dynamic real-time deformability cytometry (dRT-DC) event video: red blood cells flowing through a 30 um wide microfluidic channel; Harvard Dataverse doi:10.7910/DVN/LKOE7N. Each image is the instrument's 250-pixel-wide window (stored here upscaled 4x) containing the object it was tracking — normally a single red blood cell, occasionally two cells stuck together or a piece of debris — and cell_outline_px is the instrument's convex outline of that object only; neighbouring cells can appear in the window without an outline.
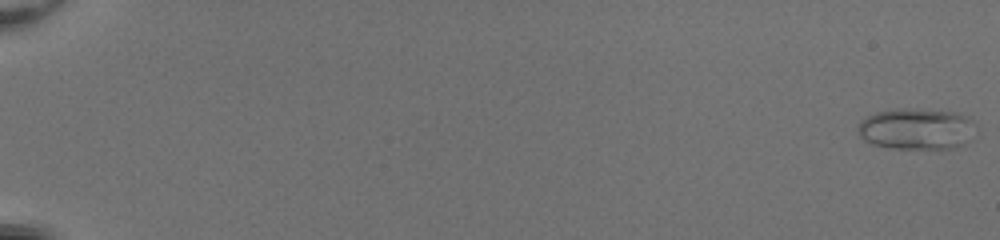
{"species": "common noctule bat (a hibernating species)", "species_latin": "Nyctalus noctula", "temperature_condition": "room temperature", "stored_images_in_passage": 52, "camera_frame_rate_fps": 3000, "um_per_image_px": 0.085, "animal": {"sex": "female", "body_mass_g": 20.0, "forearm_length_mm": 54.0}, "frame": {"image": 1, "passage_image": 1, "time_ms": 0.0, "image_size_px": [1000, 240], "cell_outline_px": [[976, 124], [968, 140], [964, 144], [952, 148], [892, 148], [872, 144], [864, 140], [856, 132], [856, 128], [860, 120], [876, 112], [896, 108], [916, 108], [960, 112], [972, 116]], "centroid_in_image_um": [77.9, 10.92], "position_along_channel_um": 7.1, "area_um2": 28.9}}
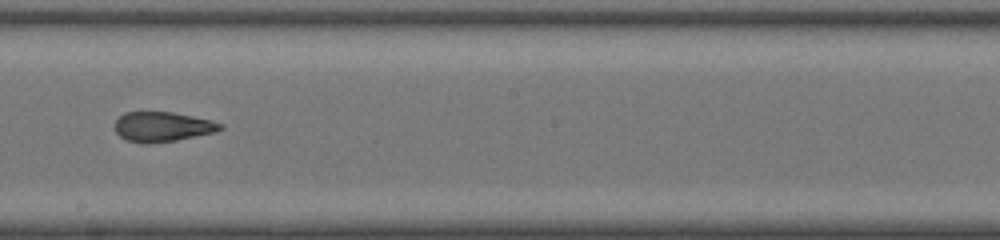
{"frame": {"image": 2, "passage_image": 33, "time_ms": 10.667, "image_size_px": [1000, 240], "cell_outline_px": [[224, 128], [216, 132], [176, 140], [148, 144], [144, 144], [128, 140], [120, 136], [116, 132], [116, 120], [124, 112], [172, 112], [212, 120], [224, 124]], "centroid_in_image_um": [13.84, 10.77], "position_along_channel_um": 234.4, "area_um2": 18.32}}
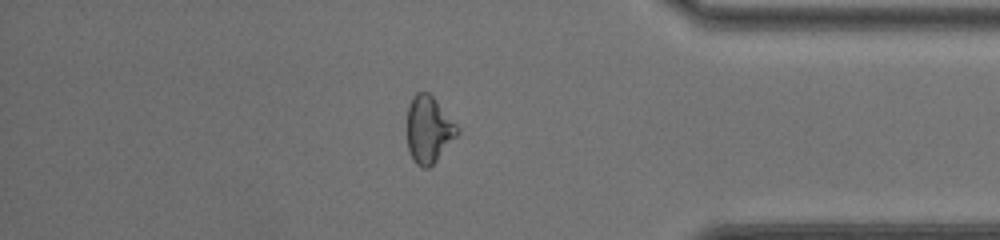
{"frame": {"image": 3, "passage_image": 46, "time_ms": 15.0, "image_size_px": [1000, 240], "cell_outline_px": [[460, 132], [436, 160], [428, 168], [424, 168], [416, 164], [408, 152], [408, 104], [412, 96], [416, 92], [428, 92], [436, 100], [460, 128]], "centroid_in_image_um": [36.44, 10.99], "position_along_channel_um": 398.8, "area_um2": 19.48}, "authors_computed_cell_mechanics": {"area_um2": 20.3456, "velocity_mm_per_s": 4.1921, "shape_relaxation_time_tau1_ms": null, "shape_relaxation_time_tau2_ms": 1.0521, "deformation_change_tau1": null, "deformation_change_tau2": 0.064}}